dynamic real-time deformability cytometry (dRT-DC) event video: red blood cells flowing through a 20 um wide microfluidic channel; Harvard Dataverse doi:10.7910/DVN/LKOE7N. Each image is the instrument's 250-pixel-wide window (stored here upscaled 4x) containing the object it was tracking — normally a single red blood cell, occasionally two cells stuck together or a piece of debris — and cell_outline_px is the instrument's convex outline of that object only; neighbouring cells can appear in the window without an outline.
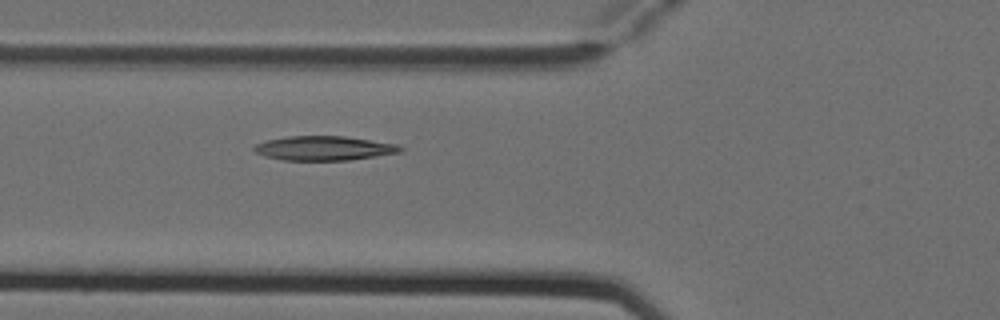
{"species": "Egyptian fruit bat (a non-hibernating species)", "species_latin": "Rousettus aegyptiacus", "temperature_condition": "cold", "stored_images_in_passage": 4, "camera_frame_rate_fps": 3000, "um_per_image_px": 0.085, "animal": {"sex": "female"}, "frame": {"image": 1, "passage_image": 4, "time_ms": 1.0, "image_size_px": [1000, 320], "cell_outline_px": [[404, 148], [400, 152], [376, 156], [348, 160], [284, 160], [264, 156], [256, 152], [252, 148], [256, 144], [268, 140], [288, 136], [344, 136], [396, 144]], "centroid_in_image_um": [27.53, 12.6], "position_along_channel_um": 98.3, "area_um2": 20.52}}